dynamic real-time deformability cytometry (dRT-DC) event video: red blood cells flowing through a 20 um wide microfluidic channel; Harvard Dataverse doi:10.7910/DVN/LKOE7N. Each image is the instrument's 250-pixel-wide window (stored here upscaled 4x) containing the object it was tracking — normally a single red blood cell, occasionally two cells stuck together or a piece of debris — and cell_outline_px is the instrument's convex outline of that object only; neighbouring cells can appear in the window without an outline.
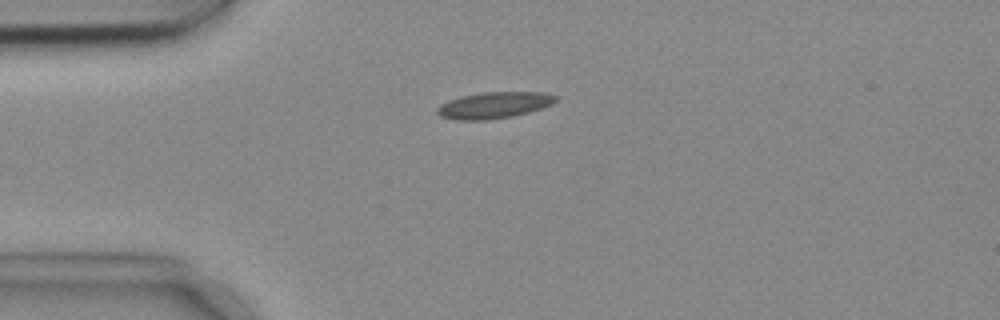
{"species": "common noctule bat (a hibernating species)", "species_latin": "Nyctalus noctula", "temperature_condition": "cold", "stored_images_in_passage": 9, "camera_frame_rate_fps": 3000, "um_per_image_px": 0.085, "animal": {"sex": "female", "body_mass_g": 18.4}, "frame": {"image": 1, "passage_image": 3, "time_ms": 0.667, "image_size_px": [1000, 320], "cell_outline_px": [[560, 96], [552, 104], [528, 112], [512, 116], [488, 120], [456, 120], [440, 116], [436, 112], [436, 108], [440, 104], [448, 100], [460, 96], [480, 92], [544, 92]], "centroid_in_image_um": [41.97, 8.93], "position_along_channel_um": 43.0, "area_um2": 18.38}}
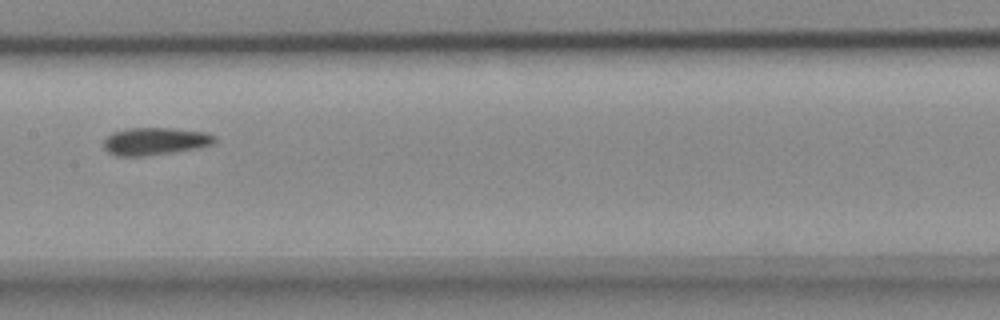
{"frame": {"image": 2, "passage_image": 7, "time_ms": 2.0, "image_size_px": [1000, 320], "cell_outline_px": [[216, 144], [200, 148], [148, 156], [116, 156], [108, 152], [104, 148], [104, 140], [112, 132], [128, 128], [172, 128], [204, 132], [216, 136]], "centroid_in_image_um": [13.21, 12.01], "position_along_channel_um": 194.2, "area_um2": 18.03}}
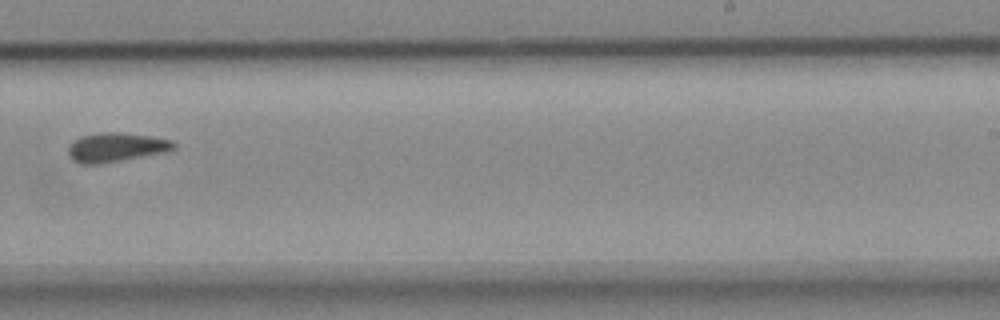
{"frame": {"image": 3, "passage_image": 9, "time_ms": 2.667, "image_size_px": [1000, 320], "cell_outline_px": [[176, 148], [172, 152], [100, 164], [80, 164], [72, 160], [68, 156], [68, 144], [72, 140], [80, 136], [96, 132], [116, 132], [148, 136], [172, 140], [176, 144]], "centroid_in_image_um": [9.86, 12.53], "position_along_channel_um": 279.1, "area_um2": 18.5}}